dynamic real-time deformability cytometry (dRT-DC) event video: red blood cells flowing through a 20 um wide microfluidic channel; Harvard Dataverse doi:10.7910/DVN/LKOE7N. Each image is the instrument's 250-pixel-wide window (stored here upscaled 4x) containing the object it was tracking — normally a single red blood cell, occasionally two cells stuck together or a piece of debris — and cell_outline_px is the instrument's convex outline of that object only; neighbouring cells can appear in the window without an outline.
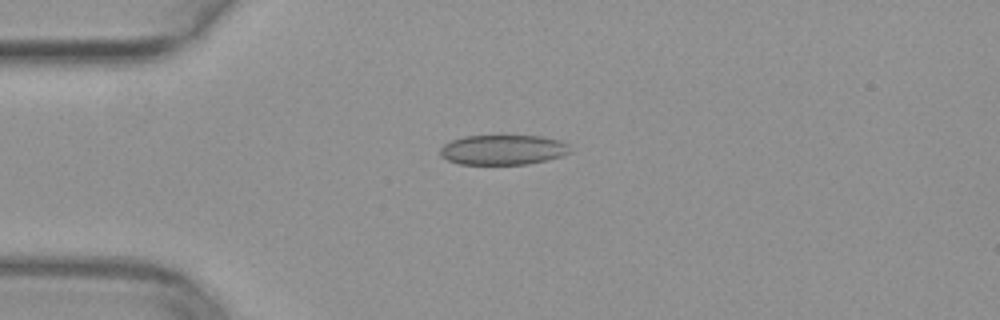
{"species": "common noctule bat (a hibernating species)", "species_latin": "Nyctalus noctula", "temperature_condition": "warm", "stored_images_in_passage": 39, "camera_frame_rate_fps": 3000, "um_per_image_px": 0.085, "animal": {"sex": "female", "body_mass_g": 29.2, "forearm_length_mm": 56.3}, "frame": {"image": 1, "passage_image": 1, "time_ms": 0.0, "image_size_px": [1000, 320], "cell_outline_px": [[572, 152], [548, 160], [528, 164], [460, 164], [448, 160], [440, 156], [440, 148], [444, 144], [452, 140], [464, 136], [540, 136], [560, 140], [568, 144]], "centroid_in_image_um": [42.76, 12.73], "position_along_channel_um": 42.2, "area_um2": 22.72}}
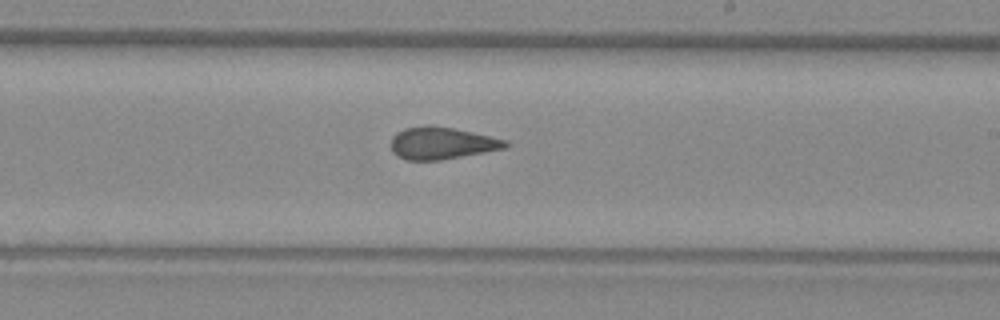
{"frame": {"image": 2, "passage_image": 18, "time_ms": 5.667, "image_size_px": [1000, 320], "cell_outline_px": [[508, 144], [504, 148], [484, 152], [440, 160], [408, 160], [396, 156], [392, 152], [392, 136], [396, 132], [404, 128], [428, 124], [452, 128], [472, 132], [508, 140]], "centroid_in_image_um": [37.51, 12.16], "position_along_channel_um": 251.5, "area_um2": 21.39}}
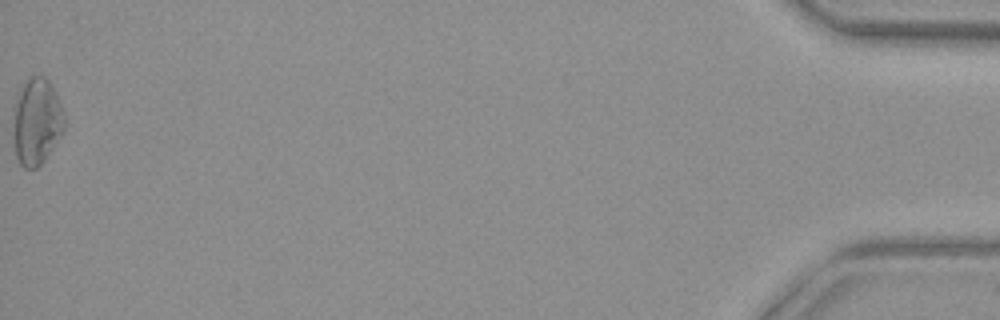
{"frame": {"image": 3, "passage_image": 39, "time_ms": 12.667, "image_size_px": [1000, 320], "cell_outline_px": [[64, 128], [44, 160], [36, 168], [24, 168], [20, 164], [16, 156], [12, 136], [12, 132], [16, 104], [20, 92], [28, 76], [44, 76], [48, 80], [56, 92], [64, 116]], "centroid_in_image_um": [3.1, 10.34], "position_along_channel_um": 432.1, "area_um2": 25.37}}